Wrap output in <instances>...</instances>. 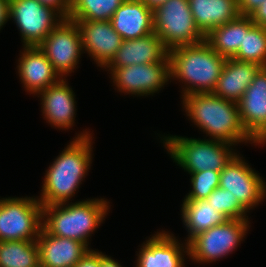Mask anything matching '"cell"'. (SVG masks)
I'll return each mask as SVG.
<instances>
[{"label": "cell", "mask_w": 266, "mask_h": 267, "mask_svg": "<svg viewBox=\"0 0 266 267\" xmlns=\"http://www.w3.org/2000/svg\"><path fill=\"white\" fill-rule=\"evenodd\" d=\"M237 1H238L239 14L242 16H250L266 0H237Z\"/></svg>", "instance_id": "32"}, {"label": "cell", "mask_w": 266, "mask_h": 267, "mask_svg": "<svg viewBox=\"0 0 266 267\" xmlns=\"http://www.w3.org/2000/svg\"><path fill=\"white\" fill-rule=\"evenodd\" d=\"M155 62H170V60L169 50L153 32L138 39L123 40L121 47L104 69Z\"/></svg>", "instance_id": "18"}, {"label": "cell", "mask_w": 266, "mask_h": 267, "mask_svg": "<svg viewBox=\"0 0 266 267\" xmlns=\"http://www.w3.org/2000/svg\"><path fill=\"white\" fill-rule=\"evenodd\" d=\"M141 247L135 267H185L184 257L189 255L188 243L180 244L174 234L165 230L157 231Z\"/></svg>", "instance_id": "14"}, {"label": "cell", "mask_w": 266, "mask_h": 267, "mask_svg": "<svg viewBox=\"0 0 266 267\" xmlns=\"http://www.w3.org/2000/svg\"><path fill=\"white\" fill-rule=\"evenodd\" d=\"M209 205L228 219H250L249 212L229 190L216 188L207 198Z\"/></svg>", "instance_id": "28"}, {"label": "cell", "mask_w": 266, "mask_h": 267, "mask_svg": "<svg viewBox=\"0 0 266 267\" xmlns=\"http://www.w3.org/2000/svg\"><path fill=\"white\" fill-rule=\"evenodd\" d=\"M181 206V219L188 232L185 240L187 243L197 234L228 220L225 215L211 207L206 199L183 200Z\"/></svg>", "instance_id": "23"}, {"label": "cell", "mask_w": 266, "mask_h": 267, "mask_svg": "<svg viewBox=\"0 0 266 267\" xmlns=\"http://www.w3.org/2000/svg\"><path fill=\"white\" fill-rule=\"evenodd\" d=\"M140 1L143 2L149 9L154 11L168 0H140Z\"/></svg>", "instance_id": "36"}, {"label": "cell", "mask_w": 266, "mask_h": 267, "mask_svg": "<svg viewBox=\"0 0 266 267\" xmlns=\"http://www.w3.org/2000/svg\"><path fill=\"white\" fill-rule=\"evenodd\" d=\"M9 19L20 31L22 47L38 46L64 19L37 0H9Z\"/></svg>", "instance_id": "9"}, {"label": "cell", "mask_w": 266, "mask_h": 267, "mask_svg": "<svg viewBox=\"0 0 266 267\" xmlns=\"http://www.w3.org/2000/svg\"><path fill=\"white\" fill-rule=\"evenodd\" d=\"M74 267H100V252L89 249Z\"/></svg>", "instance_id": "31"}, {"label": "cell", "mask_w": 266, "mask_h": 267, "mask_svg": "<svg viewBox=\"0 0 266 267\" xmlns=\"http://www.w3.org/2000/svg\"><path fill=\"white\" fill-rule=\"evenodd\" d=\"M9 0H0V30L9 21Z\"/></svg>", "instance_id": "34"}, {"label": "cell", "mask_w": 266, "mask_h": 267, "mask_svg": "<svg viewBox=\"0 0 266 267\" xmlns=\"http://www.w3.org/2000/svg\"><path fill=\"white\" fill-rule=\"evenodd\" d=\"M193 19L207 36L213 29L235 20L240 14L237 0H188Z\"/></svg>", "instance_id": "22"}, {"label": "cell", "mask_w": 266, "mask_h": 267, "mask_svg": "<svg viewBox=\"0 0 266 267\" xmlns=\"http://www.w3.org/2000/svg\"><path fill=\"white\" fill-rule=\"evenodd\" d=\"M244 40V16L239 15L235 20L213 29L205 41L219 55L232 58Z\"/></svg>", "instance_id": "24"}, {"label": "cell", "mask_w": 266, "mask_h": 267, "mask_svg": "<svg viewBox=\"0 0 266 267\" xmlns=\"http://www.w3.org/2000/svg\"><path fill=\"white\" fill-rule=\"evenodd\" d=\"M248 219H228L225 223L213 226L189 242V259L197 264L220 261L233 253L250 229Z\"/></svg>", "instance_id": "8"}, {"label": "cell", "mask_w": 266, "mask_h": 267, "mask_svg": "<svg viewBox=\"0 0 266 267\" xmlns=\"http://www.w3.org/2000/svg\"><path fill=\"white\" fill-rule=\"evenodd\" d=\"M44 6L55 9L64 19L70 14V0H37Z\"/></svg>", "instance_id": "30"}, {"label": "cell", "mask_w": 266, "mask_h": 267, "mask_svg": "<svg viewBox=\"0 0 266 267\" xmlns=\"http://www.w3.org/2000/svg\"><path fill=\"white\" fill-rule=\"evenodd\" d=\"M219 187L229 190L248 211L266 197V182L239 154L221 170Z\"/></svg>", "instance_id": "12"}, {"label": "cell", "mask_w": 266, "mask_h": 267, "mask_svg": "<svg viewBox=\"0 0 266 267\" xmlns=\"http://www.w3.org/2000/svg\"><path fill=\"white\" fill-rule=\"evenodd\" d=\"M160 138L175 164L177 163L189 174L206 170L221 172L237 154L233 149L235 145L221 140L187 138L177 135H166Z\"/></svg>", "instance_id": "5"}, {"label": "cell", "mask_w": 266, "mask_h": 267, "mask_svg": "<svg viewBox=\"0 0 266 267\" xmlns=\"http://www.w3.org/2000/svg\"><path fill=\"white\" fill-rule=\"evenodd\" d=\"M238 104L241 123L258 143L266 144V67H261Z\"/></svg>", "instance_id": "13"}, {"label": "cell", "mask_w": 266, "mask_h": 267, "mask_svg": "<svg viewBox=\"0 0 266 267\" xmlns=\"http://www.w3.org/2000/svg\"><path fill=\"white\" fill-rule=\"evenodd\" d=\"M171 80L184 83L182 97L212 93L227 60L203 41L169 50Z\"/></svg>", "instance_id": "3"}, {"label": "cell", "mask_w": 266, "mask_h": 267, "mask_svg": "<svg viewBox=\"0 0 266 267\" xmlns=\"http://www.w3.org/2000/svg\"><path fill=\"white\" fill-rule=\"evenodd\" d=\"M191 191L185 195L184 200L206 199L220 184V172L213 170L200 171L189 174Z\"/></svg>", "instance_id": "29"}, {"label": "cell", "mask_w": 266, "mask_h": 267, "mask_svg": "<svg viewBox=\"0 0 266 267\" xmlns=\"http://www.w3.org/2000/svg\"><path fill=\"white\" fill-rule=\"evenodd\" d=\"M92 137L87 129L76 134L73 141L49 165L39 198L37 196L42 206L72 201L71 198L92 166Z\"/></svg>", "instance_id": "1"}, {"label": "cell", "mask_w": 266, "mask_h": 267, "mask_svg": "<svg viewBox=\"0 0 266 267\" xmlns=\"http://www.w3.org/2000/svg\"><path fill=\"white\" fill-rule=\"evenodd\" d=\"M261 67L257 63L227 58L212 93L238 103Z\"/></svg>", "instance_id": "21"}, {"label": "cell", "mask_w": 266, "mask_h": 267, "mask_svg": "<svg viewBox=\"0 0 266 267\" xmlns=\"http://www.w3.org/2000/svg\"><path fill=\"white\" fill-rule=\"evenodd\" d=\"M154 33L168 49L205 41L188 0H168L153 11Z\"/></svg>", "instance_id": "6"}, {"label": "cell", "mask_w": 266, "mask_h": 267, "mask_svg": "<svg viewBox=\"0 0 266 267\" xmlns=\"http://www.w3.org/2000/svg\"><path fill=\"white\" fill-rule=\"evenodd\" d=\"M250 17L256 25L266 28V1Z\"/></svg>", "instance_id": "33"}, {"label": "cell", "mask_w": 266, "mask_h": 267, "mask_svg": "<svg viewBox=\"0 0 266 267\" xmlns=\"http://www.w3.org/2000/svg\"><path fill=\"white\" fill-rule=\"evenodd\" d=\"M37 96L42 104L43 118L51 127L68 131L74 126L76 98L66 78H61L57 83L40 91Z\"/></svg>", "instance_id": "16"}, {"label": "cell", "mask_w": 266, "mask_h": 267, "mask_svg": "<svg viewBox=\"0 0 266 267\" xmlns=\"http://www.w3.org/2000/svg\"><path fill=\"white\" fill-rule=\"evenodd\" d=\"M187 117L209 139L221 140L235 146L239 143L258 144L244 129L238 104L213 93L189 94L181 97Z\"/></svg>", "instance_id": "2"}, {"label": "cell", "mask_w": 266, "mask_h": 267, "mask_svg": "<svg viewBox=\"0 0 266 267\" xmlns=\"http://www.w3.org/2000/svg\"><path fill=\"white\" fill-rule=\"evenodd\" d=\"M100 267H122L120 263L100 251Z\"/></svg>", "instance_id": "35"}, {"label": "cell", "mask_w": 266, "mask_h": 267, "mask_svg": "<svg viewBox=\"0 0 266 267\" xmlns=\"http://www.w3.org/2000/svg\"><path fill=\"white\" fill-rule=\"evenodd\" d=\"M110 202L94 198L43 206V227L54 236L78 240L89 249V238L103 223Z\"/></svg>", "instance_id": "4"}, {"label": "cell", "mask_w": 266, "mask_h": 267, "mask_svg": "<svg viewBox=\"0 0 266 267\" xmlns=\"http://www.w3.org/2000/svg\"><path fill=\"white\" fill-rule=\"evenodd\" d=\"M232 58L266 67V28L256 25L250 16H244L243 44Z\"/></svg>", "instance_id": "25"}, {"label": "cell", "mask_w": 266, "mask_h": 267, "mask_svg": "<svg viewBox=\"0 0 266 267\" xmlns=\"http://www.w3.org/2000/svg\"><path fill=\"white\" fill-rule=\"evenodd\" d=\"M110 21L123 40L138 39L154 32L153 10L140 0H125Z\"/></svg>", "instance_id": "20"}, {"label": "cell", "mask_w": 266, "mask_h": 267, "mask_svg": "<svg viewBox=\"0 0 266 267\" xmlns=\"http://www.w3.org/2000/svg\"><path fill=\"white\" fill-rule=\"evenodd\" d=\"M38 47L61 78H66L79 67L84 53L79 27L68 18L63 19Z\"/></svg>", "instance_id": "10"}, {"label": "cell", "mask_w": 266, "mask_h": 267, "mask_svg": "<svg viewBox=\"0 0 266 267\" xmlns=\"http://www.w3.org/2000/svg\"><path fill=\"white\" fill-rule=\"evenodd\" d=\"M0 267H40L37 241H0Z\"/></svg>", "instance_id": "26"}, {"label": "cell", "mask_w": 266, "mask_h": 267, "mask_svg": "<svg viewBox=\"0 0 266 267\" xmlns=\"http://www.w3.org/2000/svg\"><path fill=\"white\" fill-rule=\"evenodd\" d=\"M36 241L40 267H74L89 250L84 243L51 235L44 227Z\"/></svg>", "instance_id": "19"}, {"label": "cell", "mask_w": 266, "mask_h": 267, "mask_svg": "<svg viewBox=\"0 0 266 267\" xmlns=\"http://www.w3.org/2000/svg\"><path fill=\"white\" fill-rule=\"evenodd\" d=\"M43 228V206L37 197L0 199V241L37 240Z\"/></svg>", "instance_id": "7"}, {"label": "cell", "mask_w": 266, "mask_h": 267, "mask_svg": "<svg viewBox=\"0 0 266 267\" xmlns=\"http://www.w3.org/2000/svg\"><path fill=\"white\" fill-rule=\"evenodd\" d=\"M115 90L138 96L154 95L171 80L170 62L134 64L126 67L109 68Z\"/></svg>", "instance_id": "11"}, {"label": "cell", "mask_w": 266, "mask_h": 267, "mask_svg": "<svg viewBox=\"0 0 266 267\" xmlns=\"http://www.w3.org/2000/svg\"><path fill=\"white\" fill-rule=\"evenodd\" d=\"M125 0H70V20L110 21Z\"/></svg>", "instance_id": "27"}, {"label": "cell", "mask_w": 266, "mask_h": 267, "mask_svg": "<svg viewBox=\"0 0 266 267\" xmlns=\"http://www.w3.org/2000/svg\"><path fill=\"white\" fill-rule=\"evenodd\" d=\"M18 58L17 72L23 88L35 96L57 83L61 77L38 46L23 47Z\"/></svg>", "instance_id": "17"}, {"label": "cell", "mask_w": 266, "mask_h": 267, "mask_svg": "<svg viewBox=\"0 0 266 267\" xmlns=\"http://www.w3.org/2000/svg\"><path fill=\"white\" fill-rule=\"evenodd\" d=\"M71 21L79 27L84 53L103 69L121 47L122 37L113 29L111 21Z\"/></svg>", "instance_id": "15"}]
</instances>
